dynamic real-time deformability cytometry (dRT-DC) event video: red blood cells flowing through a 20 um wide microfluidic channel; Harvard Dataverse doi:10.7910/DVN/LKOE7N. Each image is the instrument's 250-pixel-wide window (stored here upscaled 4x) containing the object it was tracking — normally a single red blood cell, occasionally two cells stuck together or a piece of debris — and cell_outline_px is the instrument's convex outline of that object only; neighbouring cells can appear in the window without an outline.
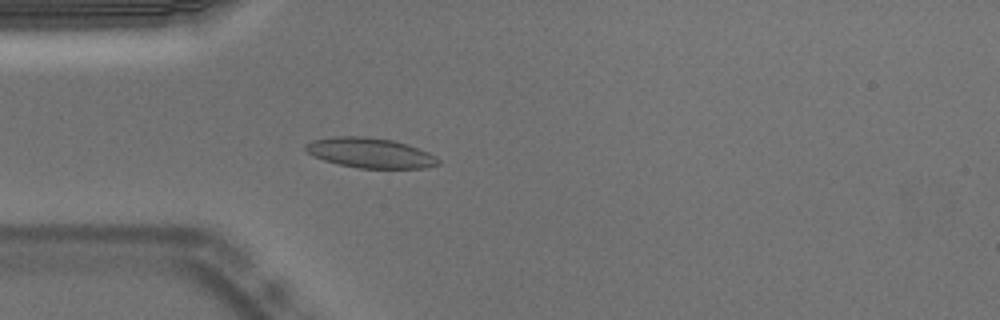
{"species": "Egyptian fruit bat (a non-hibernating species)", "species_latin": "Rousettus aegyptiacus", "temperature_condition": "warm", "stored_images_in_passage": 54, "camera_frame_rate_fps": 3000, "um_per_image_px": 0.085, "animal": {"sex": "male"}, "frame": {"image": 1, "passage_image": 15, "time_ms": 4.667, "image_size_px": [1000, 320], "cell_outline_px": [[440, 164], [428, 168], [356, 168], [336, 164], [324, 160], [308, 152], [304, 148], [304, 144], [312, 140], [332, 136], [364, 136], [392, 140], [408, 144], [428, 152], [436, 156], [440, 160]], "centroid_in_image_um": [31.47, 12.99], "position_along_channel_um": 53.5, "area_um2": 23.41}}
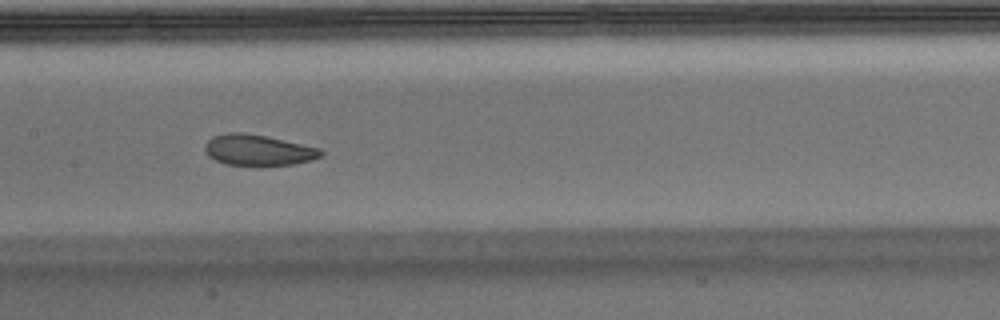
{"frame": {"image": 2, "passage_image": 26, "time_ms": 8.333, "image_size_px": [1000, 320], "cell_outline_px": [[324, 156], [312, 160], [292, 164], [228, 164], [216, 160], [208, 156], [204, 148], [204, 144], [212, 136], [228, 132], [240, 132], [268, 136], [320, 148], [324, 152]], "centroid_in_image_um": [21.96, 12.73], "position_along_channel_um": 185.4, "area_um2": 20.69}}
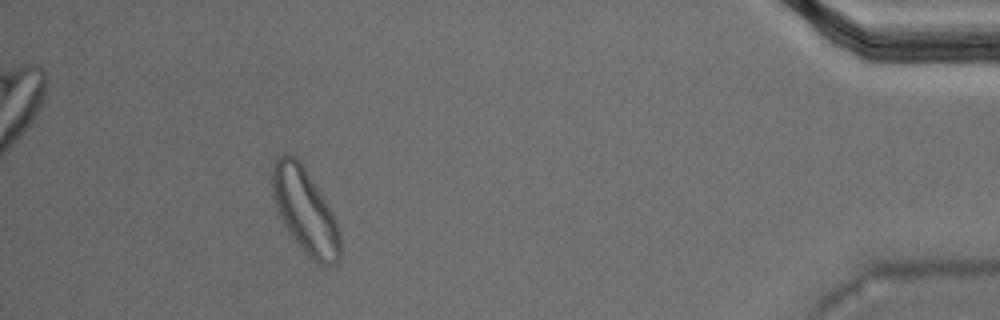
{"frame": {"image": 3, "passage_image": 49, "time_ms": 16.0, "image_size_px": [1000, 320], "cell_outline_px": [[340, 260], [332, 268], [320, 264], [312, 260], [304, 252], [288, 232], [276, 208], [272, 192], [272, 164], [276, 156], [284, 152], [288, 152], [296, 156], [328, 204], [336, 220], [340, 232]], "centroid_in_image_um": [25.93, 17.93], "position_along_channel_um": 409.3, "area_um2": 33.87}, "authors_computed_cell_mechanics": {"area_um2": 22.0507, "velocity_mm_per_s": 3.7072, "shape_relaxation_time_tau1_ms": 6.609, "shape_relaxation_time_tau2_ms": 2.8216, "deformation_change_tau1": 0.1314, "deformation_change_tau2": 0.0907}}